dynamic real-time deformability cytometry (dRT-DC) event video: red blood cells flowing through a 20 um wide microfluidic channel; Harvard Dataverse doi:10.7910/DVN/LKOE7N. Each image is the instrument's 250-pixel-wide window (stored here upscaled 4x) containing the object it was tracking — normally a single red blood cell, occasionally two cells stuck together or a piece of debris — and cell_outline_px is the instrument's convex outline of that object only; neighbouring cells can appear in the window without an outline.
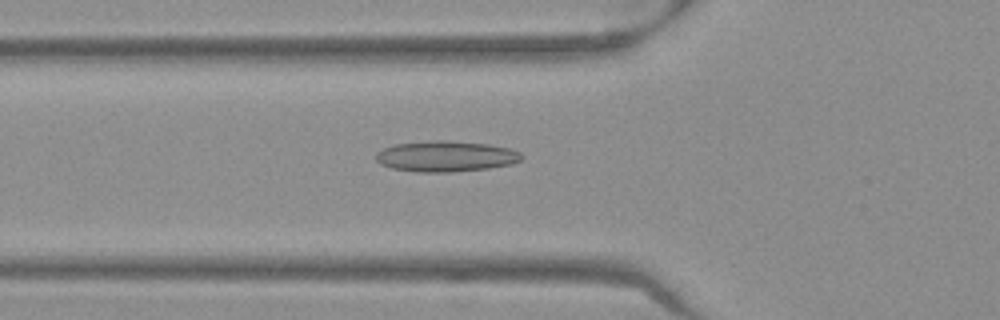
{"species": "Egyptian fruit bat (a non-hibernating species)", "species_latin": "Rousettus aegyptiacus", "temperature_condition": "warm", "stored_images_in_passage": 46, "camera_frame_rate_fps": 3000, "um_per_image_px": 0.085, "frame": {"image": 1, "passage_image": 18, "time_ms": 5.667, "image_size_px": [1000, 320], "cell_outline_px": [[520, 160], [512, 164], [488, 168], [448, 172], [416, 172], [392, 168], [380, 164], [376, 160], [376, 152], [384, 148], [396, 144], [432, 140], [448, 140], [488, 144], [512, 148], [520, 152]], "centroid_in_image_um": [37.88, 13.28], "position_along_channel_um": 87.9, "area_um2": 26.13}}
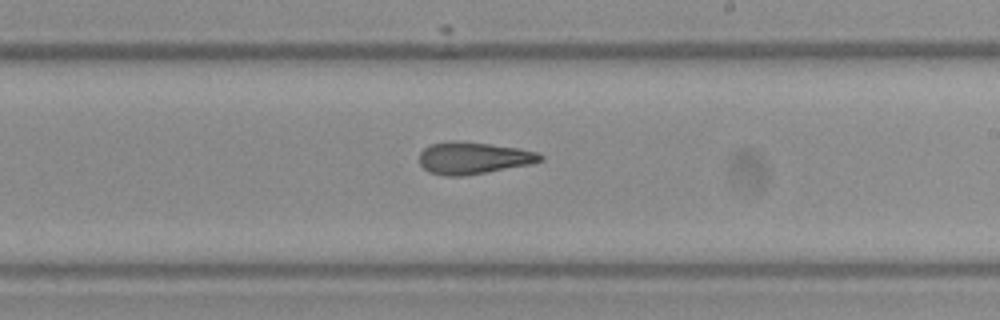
{"frame": {"image": 2, "passage_image": 30, "time_ms": 9.667, "image_size_px": [1000, 320], "cell_outline_px": [[544, 160], [532, 164], [464, 176], [444, 176], [428, 172], [420, 164], [420, 152], [424, 148], [432, 144], [448, 140], [456, 140], [520, 148], [536, 152], [544, 156]], "centroid_in_image_um": [40.24, 13.43], "position_along_channel_um": 248.8, "area_um2": 22.72}}
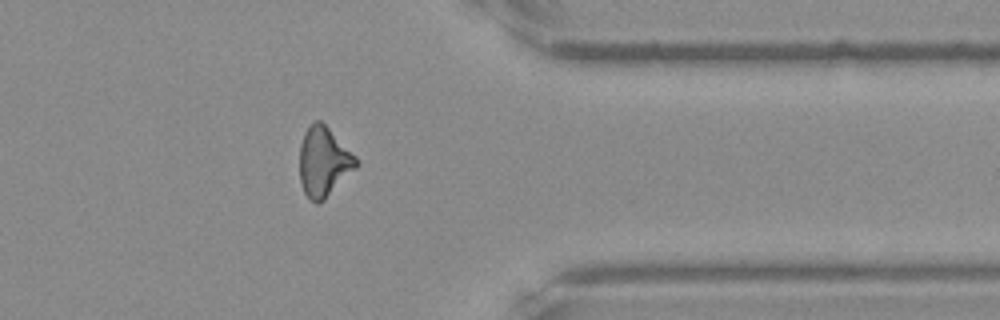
{"frame": {"image": 3, "passage_image": 41, "time_ms": 13.333, "image_size_px": [1000, 320], "cell_outline_px": [[360, 164], [324, 200], [316, 204], [304, 192], [300, 180], [300, 144], [304, 132], [316, 120], [320, 120], [360, 160]], "centroid_in_image_um": [27.53, 13.76], "position_along_channel_um": 383.9, "area_um2": 22.72}}